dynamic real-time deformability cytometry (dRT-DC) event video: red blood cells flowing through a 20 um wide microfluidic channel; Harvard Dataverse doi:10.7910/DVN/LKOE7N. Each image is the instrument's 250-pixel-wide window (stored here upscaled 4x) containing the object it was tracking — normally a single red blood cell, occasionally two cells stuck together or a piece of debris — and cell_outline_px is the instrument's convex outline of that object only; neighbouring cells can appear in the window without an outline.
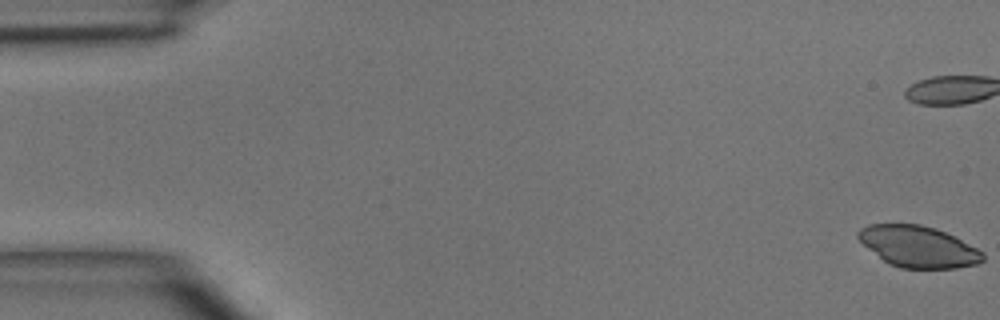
{"species": "common noctule bat (a hibernating species)", "species_latin": "Nyctalus noctula", "temperature_condition": "room temperature", "stored_images_in_passage": 2, "camera_frame_rate_fps": 3000, "um_per_image_px": 0.085, "animal": {"sex": "male", "body_mass_g": 15.6}, "frame": {"image": 1, "passage_image": 2, "time_ms": 1.333, "image_size_px": [1000, 320], "cell_outline_px": [[984, 260], [976, 264], [956, 268], [900, 268], [888, 264], [868, 248], [856, 236], [856, 232], [860, 228], [868, 224], [920, 224], [936, 228], [984, 252]], "centroid_in_image_um": [78.02, 20.96], "position_along_channel_um": 7.0, "area_um2": 29.82}}